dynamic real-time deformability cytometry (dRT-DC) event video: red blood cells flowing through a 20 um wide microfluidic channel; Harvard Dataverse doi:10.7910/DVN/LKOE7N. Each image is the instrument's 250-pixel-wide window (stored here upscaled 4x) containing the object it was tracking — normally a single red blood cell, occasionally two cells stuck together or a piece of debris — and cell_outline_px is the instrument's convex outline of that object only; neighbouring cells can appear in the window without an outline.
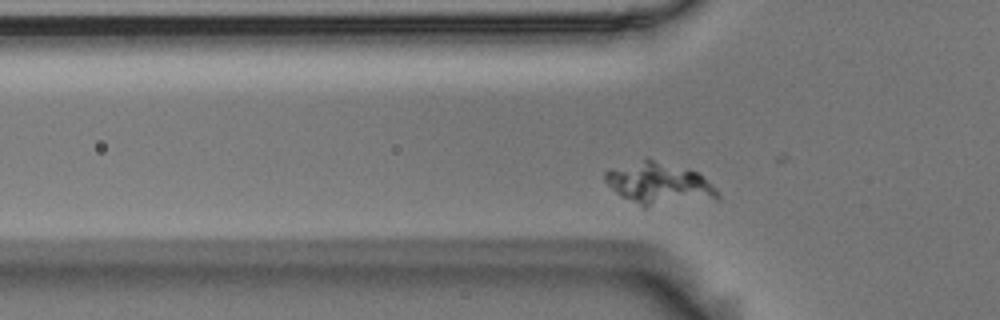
{"species": "Egyptian fruit bat (a non-hibernating species)", "species_latin": "Rousettus aegyptiacus", "temperature_condition": "room temperature", "stored_images_in_passage": 36, "camera_frame_rate_fps": 3000, "um_per_image_px": 0.085, "animal": {"sex": "male"}, "frame": {"image": 1, "passage_image": 6, "time_ms": 1.667, "image_size_px": [1000, 320], "cell_outline_px": [[720, 200], [644, 208], [620, 196], [604, 180], [604, 172], [608, 168], [644, 156], [648, 156], [688, 168], [696, 172], [716, 188], [720, 196]], "centroid_in_image_um": [56.0, 15.59], "position_along_channel_um": 69.8, "area_um2": 29.02}}
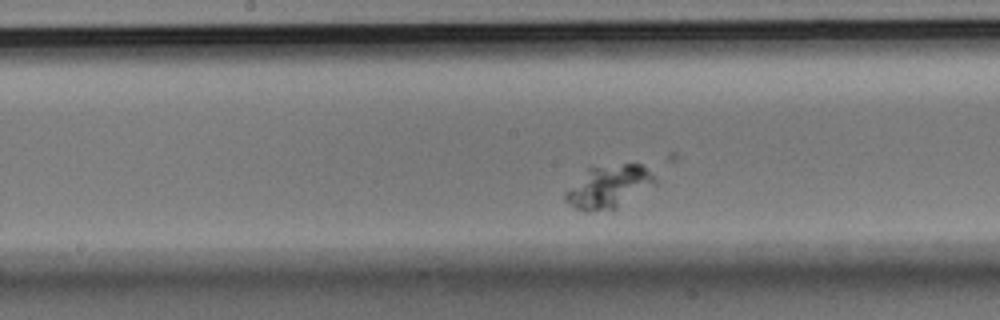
{"frame": {"image": 2, "passage_image": 17, "time_ms": 5.333, "image_size_px": [1000, 320], "cell_outline_px": [[656, 184], [612, 212], [584, 212], [568, 204], [564, 200], [564, 192], [588, 168], [624, 164], [640, 164], [656, 176]], "centroid_in_image_um": [51.74, 15.92], "position_along_channel_um": 196.5, "area_um2": 22.72}}
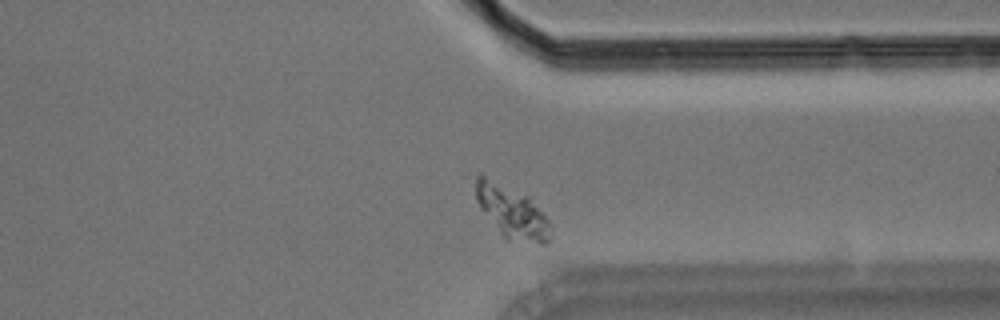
{"frame": {"image": 3, "passage_image": 32, "time_ms": 10.333, "image_size_px": [1000, 320], "cell_outline_px": [[552, 236], [548, 244], [540, 244], [504, 240], [480, 208], [476, 200], [476, 176], [480, 172], [532, 196], [548, 220], [552, 228]], "centroid_in_image_um": [43.54, 18.01], "position_along_channel_um": 367.9, "area_um2": 24.04}}